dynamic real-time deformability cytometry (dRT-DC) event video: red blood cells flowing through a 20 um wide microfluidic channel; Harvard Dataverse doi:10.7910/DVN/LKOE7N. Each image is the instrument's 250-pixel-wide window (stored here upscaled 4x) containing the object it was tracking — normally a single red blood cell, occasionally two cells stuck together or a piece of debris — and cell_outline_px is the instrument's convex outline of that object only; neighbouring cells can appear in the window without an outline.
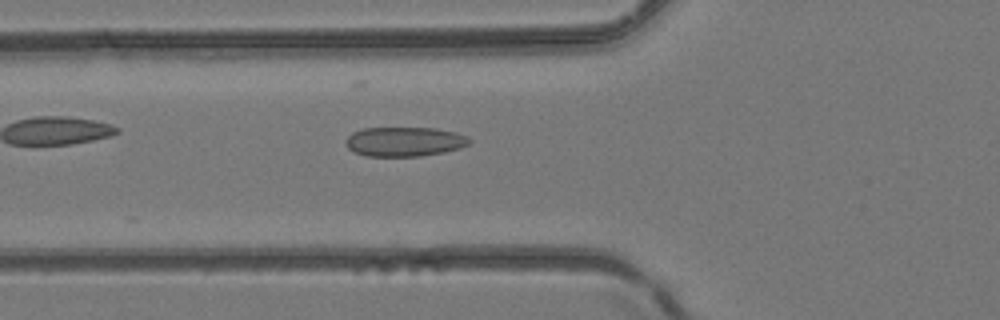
{"species": "common noctule bat (a hibernating species)", "species_latin": "Nyctalus noctula", "temperature_condition": "room temperature", "stored_images_in_passage": 41, "camera_frame_rate_fps": 3000, "um_per_image_px": 0.085, "animal": {"sex": "female", "body_mass_g": 24.6, "forearm_length_mm": 56.2}, "frame": {"image": 1, "passage_image": 14, "time_ms": 4.333, "image_size_px": [1000, 320], "cell_outline_px": [[472, 140], [468, 144], [460, 148], [444, 152], [420, 156], [368, 156], [356, 152], [348, 148], [344, 140], [352, 132], [364, 128], [436, 128], [456, 132], [468, 136]], "centroid_in_image_um": [34.4, 12.03], "position_along_channel_um": 91.4, "area_um2": 21.27}}
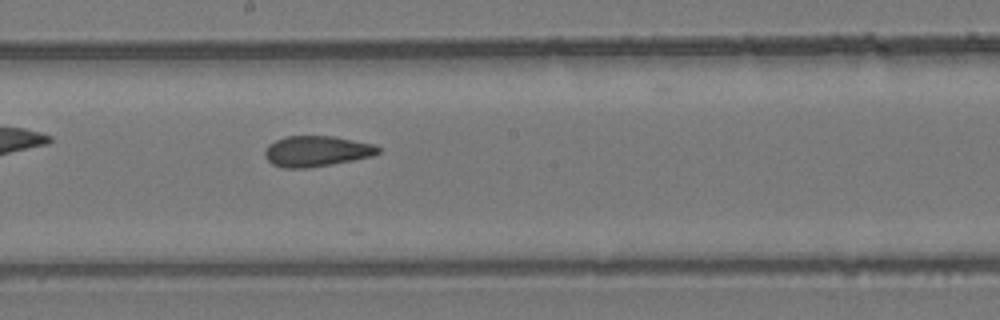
{"frame": {"image": 2, "passage_image": 22, "time_ms": 7.0, "image_size_px": [1000, 320], "cell_outline_px": [[380, 152], [372, 156], [352, 160], [308, 168], [284, 168], [272, 164], [264, 156], [264, 152], [268, 144], [284, 136], [332, 136], [376, 144], [380, 148]], "centroid_in_image_um": [26.9, 12.84], "position_along_channel_um": 221.3, "area_um2": 20.29}}
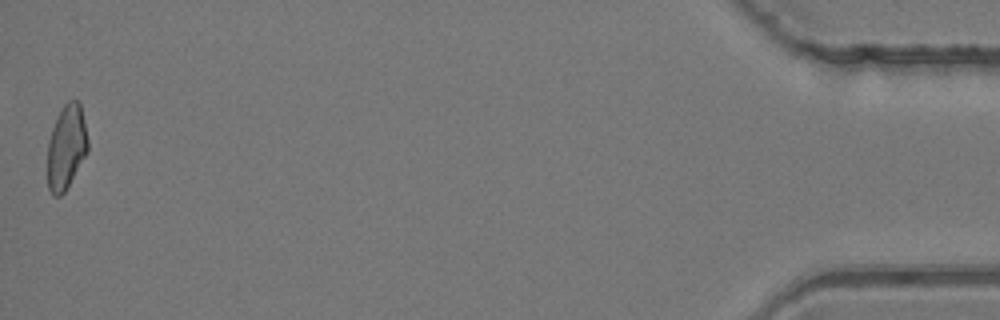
{"frame": {"image": 3, "passage_image": 41, "time_ms": 13.333, "image_size_px": [1000, 320], "cell_outline_px": [[88, 152], [64, 192], [60, 196], [52, 196], [48, 188], [48, 140], [56, 116], [64, 104], [68, 100], [76, 100], [80, 104], [84, 120], [88, 140]], "centroid_in_image_um": [5.63, 12.49], "position_along_channel_um": 429.6, "area_um2": 19.88}}